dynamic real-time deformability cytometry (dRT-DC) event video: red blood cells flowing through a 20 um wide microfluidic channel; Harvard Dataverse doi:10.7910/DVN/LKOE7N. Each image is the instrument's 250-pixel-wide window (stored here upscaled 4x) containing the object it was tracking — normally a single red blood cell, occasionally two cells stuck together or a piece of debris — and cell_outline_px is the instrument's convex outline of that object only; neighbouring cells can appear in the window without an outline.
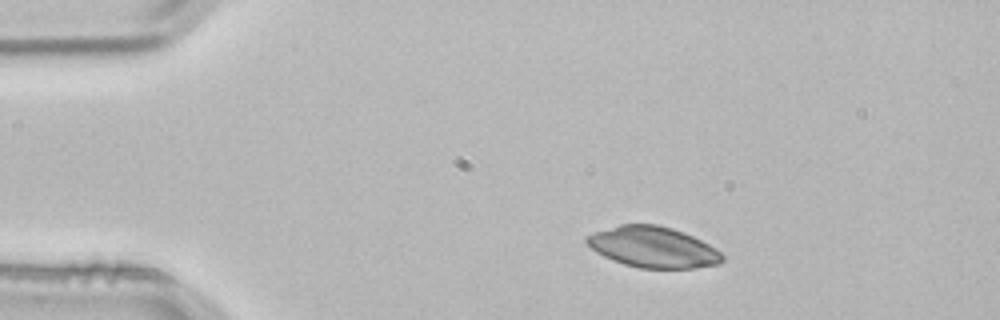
{"species": "common noctule bat (a hibernating species)", "species_latin": "Nyctalus noctula", "temperature_condition": "room temperature", "stored_images_in_passage": 2, "camera_frame_rate_fps": 3000, "um_per_image_px": 0.085, "animal": {"sex": "male", "body_mass_g": 21.5, "forearm_length_mm": 52.0}, "frame": {"image": 1, "passage_image": 1, "time_ms": 0.0, "image_size_px": [1000, 320], "cell_outline_px": [[724, 260], [720, 264], [696, 268], [640, 268], [624, 264], [612, 260], [596, 252], [584, 240], [584, 236], [620, 224], [656, 224], [672, 228], [692, 236], [708, 244], [720, 252], [724, 256]], "centroid_in_image_um": [55.51, 21.01], "position_along_channel_um": 29.5, "area_um2": 32.19}}